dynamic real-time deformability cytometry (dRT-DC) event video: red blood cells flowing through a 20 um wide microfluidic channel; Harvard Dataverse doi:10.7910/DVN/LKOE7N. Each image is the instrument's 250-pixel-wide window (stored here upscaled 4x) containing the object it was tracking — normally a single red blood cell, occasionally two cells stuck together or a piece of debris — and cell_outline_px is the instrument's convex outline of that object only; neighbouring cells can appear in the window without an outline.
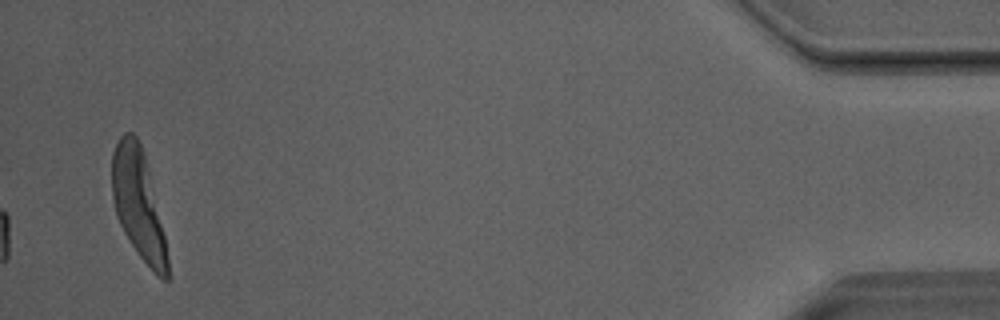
{"species": "Egyptian fruit bat (a non-hibernating species)", "species_latin": "Rousettus aegyptiacus", "temperature_condition": "room temperature", "stored_images_in_passage": 38, "camera_frame_rate_fps": 3000, "um_per_image_px": 0.085, "animal": {"sex": "male"}, "frame": {"image": 1, "passage_image": 38, "time_ms": 12.333, "image_size_px": [1000, 320], "cell_outline_px": [[168, 280], [164, 280], [156, 276], [152, 272], [140, 256], [124, 232], [116, 216], [112, 196], [112, 152], [120, 136], [124, 132], [132, 132], [136, 136], [140, 144], [148, 168], [164, 236], [168, 256]], "centroid_in_image_um": [11.74, 17.35], "position_along_channel_um": 423.5, "area_um2": 34.85}, "authors_computed_cell_mechanics": {"area_um2": 20.2011, "velocity_mm_per_s": 4.0308, "shape_relaxation_time_tau1_ms": 3.9591, "shape_relaxation_time_tau2_ms": 1.3048, "deformation_change_tau1": 0.1106, "deformation_change_tau2": 0.0584}}